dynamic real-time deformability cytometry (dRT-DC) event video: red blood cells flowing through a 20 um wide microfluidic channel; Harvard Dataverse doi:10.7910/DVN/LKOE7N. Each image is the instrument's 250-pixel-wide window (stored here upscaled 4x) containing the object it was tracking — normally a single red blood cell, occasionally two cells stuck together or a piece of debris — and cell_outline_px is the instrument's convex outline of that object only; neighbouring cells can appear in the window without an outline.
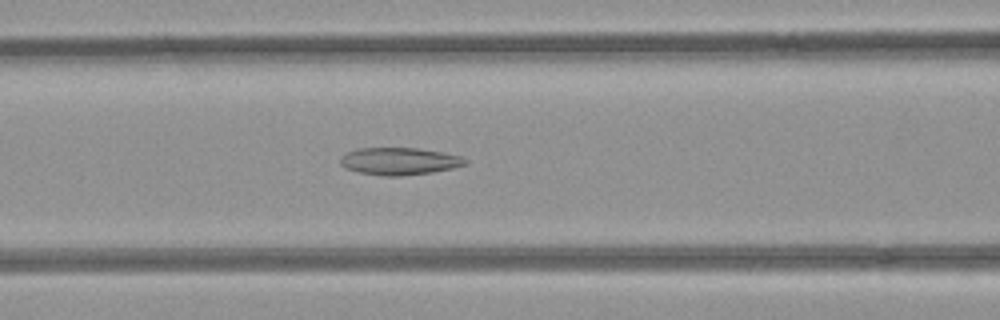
{"species": "common noctule bat (a hibernating species)", "species_latin": "Nyctalus noctula", "temperature_condition": "room temperature", "stored_images_in_passage": 50, "camera_frame_rate_fps": 3000, "um_per_image_px": 0.085, "animal": {"sex": "female", "body_mass_g": 21.9}, "frame": {"image": 1, "passage_image": 21, "time_ms": 6.667, "image_size_px": [1000, 320], "cell_outline_px": [[468, 164], [452, 168], [432, 172], [400, 176], [380, 176], [360, 172], [344, 168], [340, 164], [340, 156], [348, 152], [360, 148], [416, 148], [440, 152], [460, 156], [468, 160]], "centroid_in_image_um": [33.92, 13.71], "position_along_channel_um": 132.7, "area_um2": 19.83}}
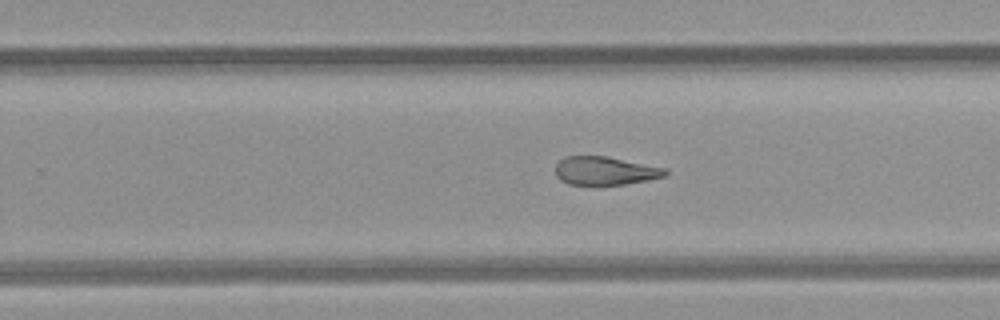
{"frame": {"image": 2, "passage_image": 32, "time_ms": 10.333, "image_size_px": [1000, 320], "cell_outline_px": [[668, 172], [664, 176], [648, 180], [624, 184], [596, 188], [568, 184], [560, 180], [556, 176], [556, 164], [564, 156], [608, 156], [668, 168]], "centroid_in_image_um": [51.41, 14.55], "position_along_channel_um": 278.4, "area_um2": 19.02}}
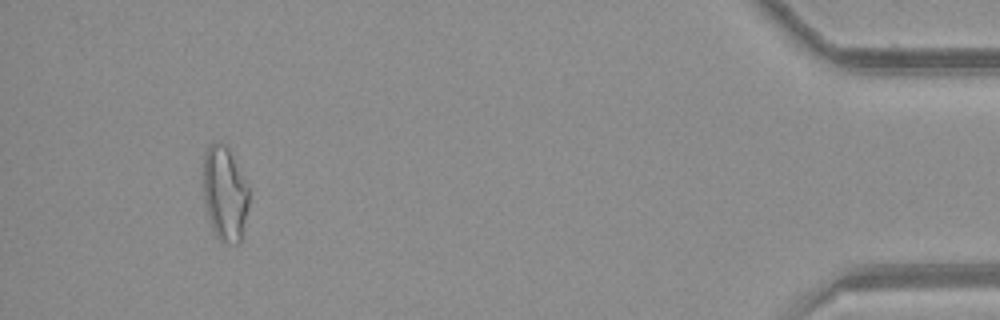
{"frame": {"image": 3, "passage_image": 48, "time_ms": 15.667, "image_size_px": [1000, 320], "cell_outline_px": [[248, 204], [240, 244], [232, 244], [220, 240], [216, 236], [212, 228], [208, 216], [204, 200], [204, 152], [208, 144], [212, 140], [220, 140], [228, 144], [248, 188]], "centroid_in_image_um": [19.09, 16.37], "position_along_channel_um": 416.1, "area_um2": 25.37}, "authors_computed_cell_mechanics": {"area_um2": 21.2415, "velocity_mm_per_s": 3.979, "shape_relaxation_time_tau1_ms": null, "shape_relaxation_time_tau2_ms": 2.8955, "deformation_change_tau1": null, "deformation_change_tau2": 0.1128}}